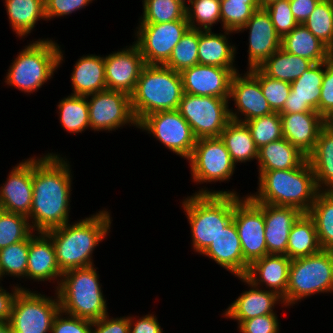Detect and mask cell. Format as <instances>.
I'll list each match as a JSON object with an SVG mask.
<instances>
[{
  "label": "cell",
  "mask_w": 333,
  "mask_h": 333,
  "mask_svg": "<svg viewBox=\"0 0 333 333\" xmlns=\"http://www.w3.org/2000/svg\"><path fill=\"white\" fill-rule=\"evenodd\" d=\"M258 9V0H220L221 28L237 33Z\"/></svg>",
  "instance_id": "cell-41"
},
{
  "label": "cell",
  "mask_w": 333,
  "mask_h": 333,
  "mask_svg": "<svg viewBox=\"0 0 333 333\" xmlns=\"http://www.w3.org/2000/svg\"><path fill=\"white\" fill-rule=\"evenodd\" d=\"M277 314H268L244 320L238 327L239 333H280L281 323Z\"/></svg>",
  "instance_id": "cell-51"
},
{
  "label": "cell",
  "mask_w": 333,
  "mask_h": 333,
  "mask_svg": "<svg viewBox=\"0 0 333 333\" xmlns=\"http://www.w3.org/2000/svg\"><path fill=\"white\" fill-rule=\"evenodd\" d=\"M93 322L72 315L61 310L53 321L51 333H91Z\"/></svg>",
  "instance_id": "cell-52"
},
{
  "label": "cell",
  "mask_w": 333,
  "mask_h": 333,
  "mask_svg": "<svg viewBox=\"0 0 333 333\" xmlns=\"http://www.w3.org/2000/svg\"><path fill=\"white\" fill-rule=\"evenodd\" d=\"M0 333H13L9 322H0Z\"/></svg>",
  "instance_id": "cell-57"
},
{
  "label": "cell",
  "mask_w": 333,
  "mask_h": 333,
  "mask_svg": "<svg viewBox=\"0 0 333 333\" xmlns=\"http://www.w3.org/2000/svg\"><path fill=\"white\" fill-rule=\"evenodd\" d=\"M241 70L200 64L183 69L180 74L184 93L230 98L232 77Z\"/></svg>",
  "instance_id": "cell-21"
},
{
  "label": "cell",
  "mask_w": 333,
  "mask_h": 333,
  "mask_svg": "<svg viewBox=\"0 0 333 333\" xmlns=\"http://www.w3.org/2000/svg\"><path fill=\"white\" fill-rule=\"evenodd\" d=\"M107 90L131 96L146 63L139 47L132 42L122 49L104 55Z\"/></svg>",
  "instance_id": "cell-17"
},
{
  "label": "cell",
  "mask_w": 333,
  "mask_h": 333,
  "mask_svg": "<svg viewBox=\"0 0 333 333\" xmlns=\"http://www.w3.org/2000/svg\"><path fill=\"white\" fill-rule=\"evenodd\" d=\"M187 162L190 167L191 182L196 183L195 185H200L198 187L199 190L191 194L240 195V192H237L235 188L213 190V188L210 189V187L205 186L208 183L215 185L222 182L229 183L238 168L233 163L230 153L220 137L197 139Z\"/></svg>",
  "instance_id": "cell-9"
},
{
  "label": "cell",
  "mask_w": 333,
  "mask_h": 333,
  "mask_svg": "<svg viewBox=\"0 0 333 333\" xmlns=\"http://www.w3.org/2000/svg\"><path fill=\"white\" fill-rule=\"evenodd\" d=\"M307 213L314 221L321 248L333 251V191H320Z\"/></svg>",
  "instance_id": "cell-38"
},
{
  "label": "cell",
  "mask_w": 333,
  "mask_h": 333,
  "mask_svg": "<svg viewBox=\"0 0 333 333\" xmlns=\"http://www.w3.org/2000/svg\"><path fill=\"white\" fill-rule=\"evenodd\" d=\"M220 31L218 33L213 30H200L198 64L240 69L235 61L236 54L239 53L237 43H233L230 39L236 33L224 29Z\"/></svg>",
  "instance_id": "cell-27"
},
{
  "label": "cell",
  "mask_w": 333,
  "mask_h": 333,
  "mask_svg": "<svg viewBox=\"0 0 333 333\" xmlns=\"http://www.w3.org/2000/svg\"><path fill=\"white\" fill-rule=\"evenodd\" d=\"M57 41L49 37H38L25 44L11 60L3 80L5 85L28 96L44 87L65 62V50H62V45Z\"/></svg>",
  "instance_id": "cell-3"
},
{
  "label": "cell",
  "mask_w": 333,
  "mask_h": 333,
  "mask_svg": "<svg viewBox=\"0 0 333 333\" xmlns=\"http://www.w3.org/2000/svg\"><path fill=\"white\" fill-rule=\"evenodd\" d=\"M71 71V94L88 96L107 90L104 55L84 54L77 59Z\"/></svg>",
  "instance_id": "cell-29"
},
{
  "label": "cell",
  "mask_w": 333,
  "mask_h": 333,
  "mask_svg": "<svg viewBox=\"0 0 333 333\" xmlns=\"http://www.w3.org/2000/svg\"><path fill=\"white\" fill-rule=\"evenodd\" d=\"M96 0H44L45 3V17L47 23L53 21L55 17L60 18L70 16L79 10L91 5Z\"/></svg>",
  "instance_id": "cell-50"
},
{
  "label": "cell",
  "mask_w": 333,
  "mask_h": 333,
  "mask_svg": "<svg viewBox=\"0 0 333 333\" xmlns=\"http://www.w3.org/2000/svg\"><path fill=\"white\" fill-rule=\"evenodd\" d=\"M154 312L141 317L128 314L129 333H165Z\"/></svg>",
  "instance_id": "cell-54"
},
{
  "label": "cell",
  "mask_w": 333,
  "mask_h": 333,
  "mask_svg": "<svg viewBox=\"0 0 333 333\" xmlns=\"http://www.w3.org/2000/svg\"><path fill=\"white\" fill-rule=\"evenodd\" d=\"M220 138L224 141L236 166L255 160L257 162L258 148L245 123L231 120L221 132Z\"/></svg>",
  "instance_id": "cell-34"
},
{
  "label": "cell",
  "mask_w": 333,
  "mask_h": 333,
  "mask_svg": "<svg viewBox=\"0 0 333 333\" xmlns=\"http://www.w3.org/2000/svg\"><path fill=\"white\" fill-rule=\"evenodd\" d=\"M290 263L291 259L286 255L268 254L254 261L245 277L255 286L283 297L288 286Z\"/></svg>",
  "instance_id": "cell-28"
},
{
  "label": "cell",
  "mask_w": 333,
  "mask_h": 333,
  "mask_svg": "<svg viewBox=\"0 0 333 333\" xmlns=\"http://www.w3.org/2000/svg\"><path fill=\"white\" fill-rule=\"evenodd\" d=\"M333 295V251L320 252L292 259L289 267L288 286L282 297L289 309L300 302L320 294Z\"/></svg>",
  "instance_id": "cell-8"
},
{
  "label": "cell",
  "mask_w": 333,
  "mask_h": 333,
  "mask_svg": "<svg viewBox=\"0 0 333 333\" xmlns=\"http://www.w3.org/2000/svg\"><path fill=\"white\" fill-rule=\"evenodd\" d=\"M142 15L137 24H159L186 19V6L177 0H141Z\"/></svg>",
  "instance_id": "cell-40"
},
{
  "label": "cell",
  "mask_w": 333,
  "mask_h": 333,
  "mask_svg": "<svg viewBox=\"0 0 333 333\" xmlns=\"http://www.w3.org/2000/svg\"><path fill=\"white\" fill-rule=\"evenodd\" d=\"M86 98L91 131L112 133L126 126L138 130V122L132 111L131 96L120 91L104 90Z\"/></svg>",
  "instance_id": "cell-13"
},
{
  "label": "cell",
  "mask_w": 333,
  "mask_h": 333,
  "mask_svg": "<svg viewBox=\"0 0 333 333\" xmlns=\"http://www.w3.org/2000/svg\"><path fill=\"white\" fill-rule=\"evenodd\" d=\"M190 226L191 249L201 255L233 220L234 195L192 194L180 200Z\"/></svg>",
  "instance_id": "cell-5"
},
{
  "label": "cell",
  "mask_w": 333,
  "mask_h": 333,
  "mask_svg": "<svg viewBox=\"0 0 333 333\" xmlns=\"http://www.w3.org/2000/svg\"><path fill=\"white\" fill-rule=\"evenodd\" d=\"M140 132L147 133L173 155L188 160L193 152L196 138L189 123L178 110L159 111L147 115L139 124Z\"/></svg>",
  "instance_id": "cell-12"
},
{
  "label": "cell",
  "mask_w": 333,
  "mask_h": 333,
  "mask_svg": "<svg viewBox=\"0 0 333 333\" xmlns=\"http://www.w3.org/2000/svg\"><path fill=\"white\" fill-rule=\"evenodd\" d=\"M28 250L29 236L25 240L0 249V279L3 281L11 277L13 280H20L17 285L21 290L32 289L21 285L23 280L26 282Z\"/></svg>",
  "instance_id": "cell-39"
},
{
  "label": "cell",
  "mask_w": 333,
  "mask_h": 333,
  "mask_svg": "<svg viewBox=\"0 0 333 333\" xmlns=\"http://www.w3.org/2000/svg\"><path fill=\"white\" fill-rule=\"evenodd\" d=\"M290 8L298 24H303L315 10L320 0H289Z\"/></svg>",
  "instance_id": "cell-56"
},
{
  "label": "cell",
  "mask_w": 333,
  "mask_h": 333,
  "mask_svg": "<svg viewBox=\"0 0 333 333\" xmlns=\"http://www.w3.org/2000/svg\"><path fill=\"white\" fill-rule=\"evenodd\" d=\"M17 284H10L7 290L0 280V322H8L10 319L14 299L21 290Z\"/></svg>",
  "instance_id": "cell-55"
},
{
  "label": "cell",
  "mask_w": 333,
  "mask_h": 333,
  "mask_svg": "<svg viewBox=\"0 0 333 333\" xmlns=\"http://www.w3.org/2000/svg\"><path fill=\"white\" fill-rule=\"evenodd\" d=\"M97 269L92 265L63 272L55 290L62 312L92 322L110 314Z\"/></svg>",
  "instance_id": "cell-6"
},
{
  "label": "cell",
  "mask_w": 333,
  "mask_h": 333,
  "mask_svg": "<svg viewBox=\"0 0 333 333\" xmlns=\"http://www.w3.org/2000/svg\"><path fill=\"white\" fill-rule=\"evenodd\" d=\"M260 83L263 96L273 112H280L289 97L291 84L265 75L259 68L248 70Z\"/></svg>",
  "instance_id": "cell-47"
},
{
  "label": "cell",
  "mask_w": 333,
  "mask_h": 333,
  "mask_svg": "<svg viewBox=\"0 0 333 333\" xmlns=\"http://www.w3.org/2000/svg\"><path fill=\"white\" fill-rule=\"evenodd\" d=\"M229 98L184 93L178 111L196 139L220 137L231 121Z\"/></svg>",
  "instance_id": "cell-11"
},
{
  "label": "cell",
  "mask_w": 333,
  "mask_h": 333,
  "mask_svg": "<svg viewBox=\"0 0 333 333\" xmlns=\"http://www.w3.org/2000/svg\"><path fill=\"white\" fill-rule=\"evenodd\" d=\"M32 232L27 216L0 209V249L25 240Z\"/></svg>",
  "instance_id": "cell-45"
},
{
  "label": "cell",
  "mask_w": 333,
  "mask_h": 333,
  "mask_svg": "<svg viewBox=\"0 0 333 333\" xmlns=\"http://www.w3.org/2000/svg\"><path fill=\"white\" fill-rule=\"evenodd\" d=\"M37 290H20L16 295L9 319L13 333H51L60 302L53 296Z\"/></svg>",
  "instance_id": "cell-10"
},
{
  "label": "cell",
  "mask_w": 333,
  "mask_h": 333,
  "mask_svg": "<svg viewBox=\"0 0 333 333\" xmlns=\"http://www.w3.org/2000/svg\"><path fill=\"white\" fill-rule=\"evenodd\" d=\"M112 221L111 210L103 207L88 217L45 232L54 244L60 270L65 272L95 265L93 253L108 239Z\"/></svg>",
  "instance_id": "cell-2"
},
{
  "label": "cell",
  "mask_w": 333,
  "mask_h": 333,
  "mask_svg": "<svg viewBox=\"0 0 333 333\" xmlns=\"http://www.w3.org/2000/svg\"><path fill=\"white\" fill-rule=\"evenodd\" d=\"M325 62L316 63L291 82V91L279 114L318 112Z\"/></svg>",
  "instance_id": "cell-23"
},
{
  "label": "cell",
  "mask_w": 333,
  "mask_h": 333,
  "mask_svg": "<svg viewBox=\"0 0 333 333\" xmlns=\"http://www.w3.org/2000/svg\"><path fill=\"white\" fill-rule=\"evenodd\" d=\"M214 261L220 268L228 271L233 277L245 276L249 265L244 261L242 246L232 220L216 237L212 244L201 254Z\"/></svg>",
  "instance_id": "cell-24"
},
{
  "label": "cell",
  "mask_w": 333,
  "mask_h": 333,
  "mask_svg": "<svg viewBox=\"0 0 333 333\" xmlns=\"http://www.w3.org/2000/svg\"><path fill=\"white\" fill-rule=\"evenodd\" d=\"M307 157L287 139L275 140L258 149L257 172L299 167Z\"/></svg>",
  "instance_id": "cell-32"
},
{
  "label": "cell",
  "mask_w": 333,
  "mask_h": 333,
  "mask_svg": "<svg viewBox=\"0 0 333 333\" xmlns=\"http://www.w3.org/2000/svg\"><path fill=\"white\" fill-rule=\"evenodd\" d=\"M243 72L233 75L229 98L230 105L232 102L235 106L229 108L231 120L242 123L273 113L259 81L248 70Z\"/></svg>",
  "instance_id": "cell-16"
},
{
  "label": "cell",
  "mask_w": 333,
  "mask_h": 333,
  "mask_svg": "<svg viewBox=\"0 0 333 333\" xmlns=\"http://www.w3.org/2000/svg\"><path fill=\"white\" fill-rule=\"evenodd\" d=\"M184 89L180 72L165 65H148L142 69L131 106L138 124L159 111L178 110Z\"/></svg>",
  "instance_id": "cell-7"
},
{
  "label": "cell",
  "mask_w": 333,
  "mask_h": 333,
  "mask_svg": "<svg viewBox=\"0 0 333 333\" xmlns=\"http://www.w3.org/2000/svg\"><path fill=\"white\" fill-rule=\"evenodd\" d=\"M63 272L60 270L52 239L45 232H32L29 235L26 281L31 283L54 284L58 288ZM33 280V281H32Z\"/></svg>",
  "instance_id": "cell-22"
},
{
  "label": "cell",
  "mask_w": 333,
  "mask_h": 333,
  "mask_svg": "<svg viewBox=\"0 0 333 333\" xmlns=\"http://www.w3.org/2000/svg\"><path fill=\"white\" fill-rule=\"evenodd\" d=\"M233 220L242 246L244 261L250 266L267 255L263 203L247 194L234 195Z\"/></svg>",
  "instance_id": "cell-14"
},
{
  "label": "cell",
  "mask_w": 333,
  "mask_h": 333,
  "mask_svg": "<svg viewBox=\"0 0 333 333\" xmlns=\"http://www.w3.org/2000/svg\"><path fill=\"white\" fill-rule=\"evenodd\" d=\"M187 20H175L159 24H137L134 43L148 65H165L172 50L189 29ZM135 36V37H134Z\"/></svg>",
  "instance_id": "cell-15"
},
{
  "label": "cell",
  "mask_w": 333,
  "mask_h": 333,
  "mask_svg": "<svg viewBox=\"0 0 333 333\" xmlns=\"http://www.w3.org/2000/svg\"><path fill=\"white\" fill-rule=\"evenodd\" d=\"M41 154L33 155V200L28 220L34 232H47L71 222L74 190L71 158L52 150Z\"/></svg>",
  "instance_id": "cell-1"
},
{
  "label": "cell",
  "mask_w": 333,
  "mask_h": 333,
  "mask_svg": "<svg viewBox=\"0 0 333 333\" xmlns=\"http://www.w3.org/2000/svg\"><path fill=\"white\" fill-rule=\"evenodd\" d=\"M257 190L247 195L257 203L291 206L307 213L320 192L306 159L299 167L257 173Z\"/></svg>",
  "instance_id": "cell-4"
},
{
  "label": "cell",
  "mask_w": 333,
  "mask_h": 333,
  "mask_svg": "<svg viewBox=\"0 0 333 333\" xmlns=\"http://www.w3.org/2000/svg\"><path fill=\"white\" fill-rule=\"evenodd\" d=\"M0 184V209L29 216L33 200V156L22 159Z\"/></svg>",
  "instance_id": "cell-19"
},
{
  "label": "cell",
  "mask_w": 333,
  "mask_h": 333,
  "mask_svg": "<svg viewBox=\"0 0 333 333\" xmlns=\"http://www.w3.org/2000/svg\"><path fill=\"white\" fill-rule=\"evenodd\" d=\"M264 9L269 14L276 33L281 38L298 25L291 11L289 0H277Z\"/></svg>",
  "instance_id": "cell-48"
},
{
  "label": "cell",
  "mask_w": 333,
  "mask_h": 333,
  "mask_svg": "<svg viewBox=\"0 0 333 333\" xmlns=\"http://www.w3.org/2000/svg\"><path fill=\"white\" fill-rule=\"evenodd\" d=\"M307 159L319 191H333V126L329 122L321 128L315 148Z\"/></svg>",
  "instance_id": "cell-31"
},
{
  "label": "cell",
  "mask_w": 333,
  "mask_h": 333,
  "mask_svg": "<svg viewBox=\"0 0 333 333\" xmlns=\"http://www.w3.org/2000/svg\"><path fill=\"white\" fill-rule=\"evenodd\" d=\"M318 113L327 122L333 117V53L325 61Z\"/></svg>",
  "instance_id": "cell-49"
},
{
  "label": "cell",
  "mask_w": 333,
  "mask_h": 333,
  "mask_svg": "<svg viewBox=\"0 0 333 333\" xmlns=\"http://www.w3.org/2000/svg\"><path fill=\"white\" fill-rule=\"evenodd\" d=\"M9 26L19 40L36 31L38 21H46L44 0H2Z\"/></svg>",
  "instance_id": "cell-30"
},
{
  "label": "cell",
  "mask_w": 333,
  "mask_h": 333,
  "mask_svg": "<svg viewBox=\"0 0 333 333\" xmlns=\"http://www.w3.org/2000/svg\"><path fill=\"white\" fill-rule=\"evenodd\" d=\"M313 65L312 61L291 54L281 47L258 68L271 78L291 83Z\"/></svg>",
  "instance_id": "cell-36"
},
{
  "label": "cell",
  "mask_w": 333,
  "mask_h": 333,
  "mask_svg": "<svg viewBox=\"0 0 333 333\" xmlns=\"http://www.w3.org/2000/svg\"><path fill=\"white\" fill-rule=\"evenodd\" d=\"M244 31L248 32L246 70L258 68L281 48L282 38L276 33L271 18L264 8L256 10L236 34Z\"/></svg>",
  "instance_id": "cell-20"
},
{
  "label": "cell",
  "mask_w": 333,
  "mask_h": 333,
  "mask_svg": "<svg viewBox=\"0 0 333 333\" xmlns=\"http://www.w3.org/2000/svg\"><path fill=\"white\" fill-rule=\"evenodd\" d=\"M303 25L333 52V2L320 1Z\"/></svg>",
  "instance_id": "cell-44"
},
{
  "label": "cell",
  "mask_w": 333,
  "mask_h": 333,
  "mask_svg": "<svg viewBox=\"0 0 333 333\" xmlns=\"http://www.w3.org/2000/svg\"><path fill=\"white\" fill-rule=\"evenodd\" d=\"M186 19L191 29L213 30L221 24L220 0H192L186 6Z\"/></svg>",
  "instance_id": "cell-43"
},
{
  "label": "cell",
  "mask_w": 333,
  "mask_h": 333,
  "mask_svg": "<svg viewBox=\"0 0 333 333\" xmlns=\"http://www.w3.org/2000/svg\"><path fill=\"white\" fill-rule=\"evenodd\" d=\"M302 212L291 206L263 203L267 255H286L289 233Z\"/></svg>",
  "instance_id": "cell-26"
},
{
  "label": "cell",
  "mask_w": 333,
  "mask_h": 333,
  "mask_svg": "<svg viewBox=\"0 0 333 333\" xmlns=\"http://www.w3.org/2000/svg\"><path fill=\"white\" fill-rule=\"evenodd\" d=\"M321 250L313 219L308 213H302L289 233L287 257L292 260L316 254Z\"/></svg>",
  "instance_id": "cell-35"
},
{
  "label": "cell",
  "mask_w": 333,
  "mask_h": 333,
  "mask_svg": "<svg viewBox=\"0 0 333 333\" xmlns=\"http://www.w3.org/2000/svg\"><path fill=\"white\" fill-rule=\"evenodd\" d=\"M250 130L257 148H261L275 140L282 139V121L278 112L254 118L244 122Z\"/></svg>",
  "instance_id": "cell-46"
},
{
  "label": "cell",
  "mask_w": 333,
  "mask_h": 333,
  "mask_svg": "<svg viewBox=\"0 0 333 333\" xmlns=\"http://www.w3.org/2000/svg\"><path fill=\"white\" fill-rule=\"evenodd\" d=\"M91 333H129V318L110 316L109 314L93 321Z\"/></svg>",
  "instance_id": "cell-53"
},
{
  "label": "cell",
  "mask_w": 333,
  "mask_h": 333,
  "mask_svg": "<svg viewBox=\"0 0 333 333\" xmlns=\"http://www.w3.org/2000/svg\"><path fill=\"white\" fill-rule=\"evenodd\" d=\"M237 278L248 287L245 288L246 290L243 289L244 291L221 313V317L225 320H233L238 327L244 320L262 315L277 314L278 311L275 310L278 307L277 305L288 309L284 305L282 297L276 292L255 286L245 276Z\"/></svg>",
  "instance_id": "cell-18"
},
{
  "label": "cell",
  "mask_w": 333,
  "mask_h": 333,
  "mask_svg": "<svg viewBox=\"0 0 333 333\" xmlns=\"http://www.w3.org/2000/svg\"><path fill=\"white\" fill-rule=\"evenodd\" d=\"M277 0H258V4L260 6V8H265L266 6H268L269 4H271L272 2H275Z\"/></svg>",
  "instance_id": "cell-58"
},
{
  "label": "cell",
  "mask_w": 333,
  "mask_h": 333,
  "mask_svg": "<svg viewBox=\"0 0 333 333\" xmlns=\"http://www.w3.org/2000/svg\"><path fill=\"white\" fill-rule=\"evenodd\" d=\"M283 138L308 157L327 121L318 112L280 114Z\"/></svg>",
  "instance_id": "cell-25"
},
{
  "label": "cell",
  "mask_w": 333,
  "mask_h": 333,
  "mask_svg": "<svg viewBox=\"0 0 333 333\" xmlns=\"http://www.w3.org/2000/svg\"><path fill=\"white\" fill-rule=\"evenodd\" d=\"M56 113L59 124L70 135H79L90 129L86 96L69 94L59 99Z\"/></svg>",
  "instance_id": "cell-37"
},
{
  "label": "cell",
  "mask_w": 333,
  "mask_h": 333,
  "mask_svg": "<svg viewBox=\"0 0 333 333\" xmlns=\"http://www.w3.org/2000/svg\"><path fill=\"white\" fill-rule=\"evenodd\" d=\"M281 47L291 54L312 61L314 64L325 62L333 53L303 24H298L282 38Z\"/></svg>",
  "instance_id": "cell-33"
},
{
  "label": "cell",
  "mask_w": 333,
  "mask_h": 333,
  "mask_svg": "<svg viewBox=\"0 0 333 333\" xmlns=\"http://www.w3.org/2000/svg\"><path fill=\"white\" fill-rule=\"evenodd\" d=\"M328 122L333 126V117Z\"/></svg>",
  "instance_id": "cell-59"
},
{
  "label": "cell",
  "mask_w": 333,
  "mask_h": 333,
  "mask_svg": "<svg viewBox=\"0 0 333 333\" xmlns=\"http://www.w3.org/2000/svg\"><path fill=\"white\" fill-rule=\"evenodd\" d=\"M200 30L189 28L172 50L166 67L181 72L183 69L198 64V46Z\"/></svg>",
  "instance_id": "cell-42"
}]
</instances>
